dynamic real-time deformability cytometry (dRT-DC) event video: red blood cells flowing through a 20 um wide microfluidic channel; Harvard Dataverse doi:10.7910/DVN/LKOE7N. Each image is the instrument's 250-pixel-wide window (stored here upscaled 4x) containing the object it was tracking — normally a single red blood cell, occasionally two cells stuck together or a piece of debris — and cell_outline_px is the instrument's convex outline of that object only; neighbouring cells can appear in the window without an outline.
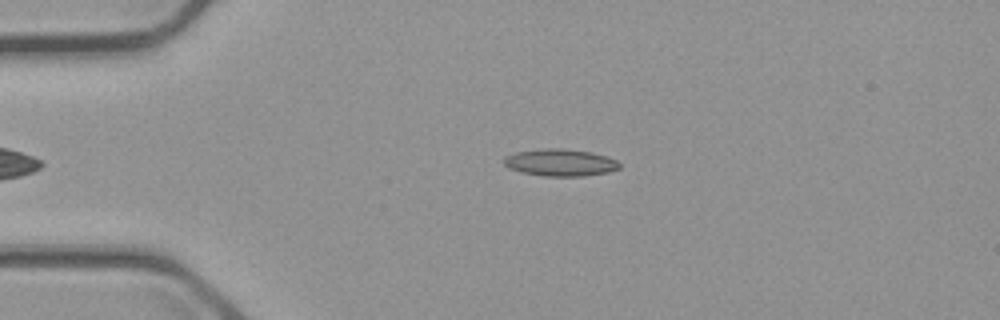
{"species": "common noctule bat (a hibernating species)", "species_latin": "Nyctalus noctula", "temperature_condition": "cold", "stored_images_in_passage": 47, "camera_frame_rate_fps": 3000, "um_per_image_px": 0.085, "animal": {"sex": "male", "body_mass_g": 23.1, "forearm_length_mm": 52.7}, "frame": {"image": 1, "passage_image": 4, "time_ms": 1.0, "image_size_px": [1000, 320], "cell_outline_px": [[620, 168], [608, 172], [584, 176], [544, 176], [524, 172], [508, 168], [504, 164], [504, 156], [516, 152], [544, 148], [560, 148], [592, 152], [616, 160], [620, 164]], "centroid_in_image_um": [47.61, 13.81], "position_along_channel_um": 37.4, "area_um2": 18.15}}
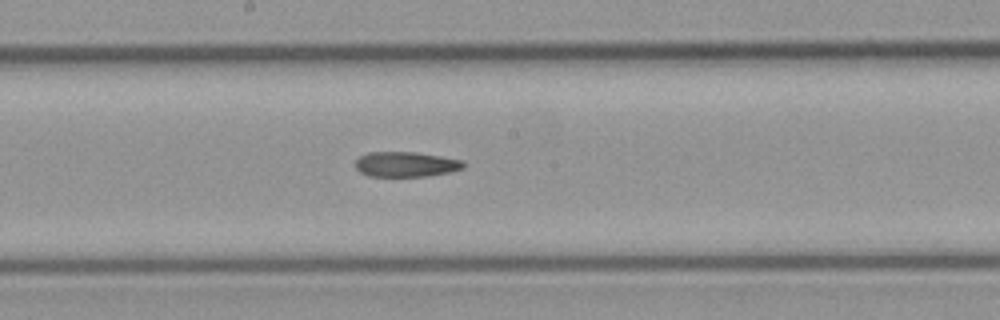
{"frame": {"image": 2, "passage_image": 21, "time_ms": 6.667, "image_size_px": [1000, 320], "cell_outline_px": [[464, 168], [448, 172], [428, 176], [368, 176], [360, 172], [356, 168], [356, 160], [360, 156], [368, 152], [416, 152], [464, 160]], "centroid_in_image_um": [34.5, 13.96], "position_along_channel_um": 213.7, "area_um2": 15.78}}
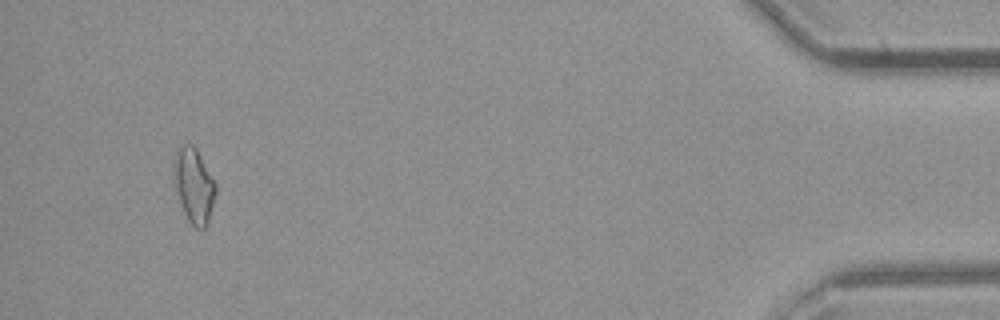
{"frame": {"image": 3, "passage_image": 44, "time_ms": 14.333, "image_size_px": [1000, 320], "cell_outline_px": [[216, 192], [208, 220], [204, 228], [196, 228], [188, 220], [180, 204], [176, 188], [172, 164], [176, 152], [184, 144], [192, 144], [196, 148], [216, 184]], "centroid_in_image_um": [16.47, 15.75], "position_along_channel_um": 418.7, "area_um2": 17.86}, "authors_computed_cell_mechanics": {"area_um2": 16.8198, "velocity_mm_per_s": 3.6967, "shape_relaxation_time_tau1_ms": null, "shape_relaxation_time_tau2_ms": 10.0986, "deformation_change_tau1": null, "deformation_change_tau2": 0.216}}